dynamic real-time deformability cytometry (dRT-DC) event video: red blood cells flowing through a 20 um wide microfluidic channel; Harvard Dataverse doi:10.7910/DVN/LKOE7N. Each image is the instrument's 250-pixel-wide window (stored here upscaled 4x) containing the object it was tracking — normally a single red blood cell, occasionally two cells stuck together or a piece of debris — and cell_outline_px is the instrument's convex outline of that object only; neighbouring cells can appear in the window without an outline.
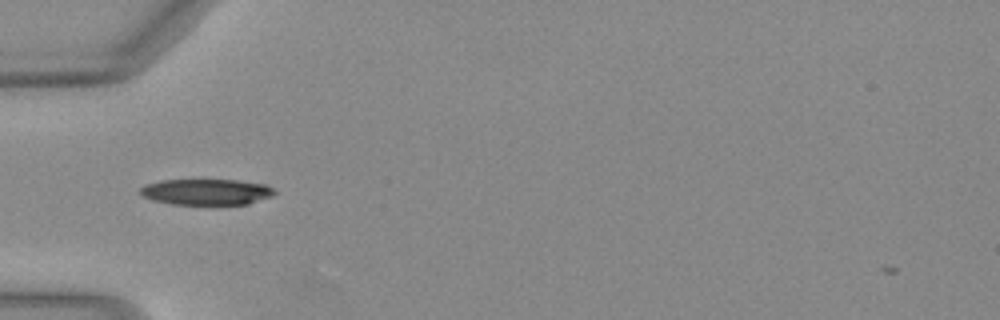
{"species": "Egyptian fruit bat (a non-hibernating species)", "species_latin": "Rousettus aegyptiacus", "temperature_condition": "warm", "stored_images_in_passage": 34, "camera_frame_rate_fps": 3000, "um_per_image_px": 0.085, "animal": {"sex": "female"}, "frame": {"image": 1, "passage_image": 1, "time_ms": 0.0, "image_size_px": [1000, 320], "cell_outline_px": [[276, 192], [272, 196], [248, 204], [172, 204], [152, 200], [144, 196], [140, 192], [140, 188], [144, 184], [160, 180], [236, 180], [268, 184]], "centroid_in_image_um": [17.55, 16.3], "position_along_channel_um": 67.5, "area_um2": 20.35}}
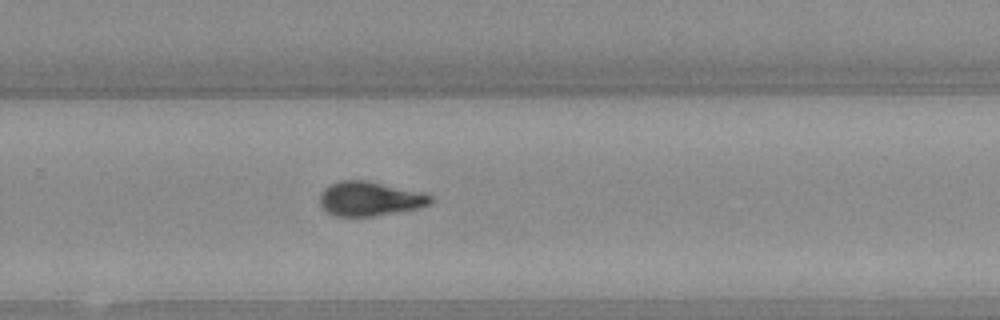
{"frame": {"image": 2, "passage_image": 18, "time_ms": 5.667, "image_size_px": [1000, 320], "cell_outline_px": [[432, 204], [420, 208], [404, 212], [376, 216], [336, 216], [328, 212], [320, 204], [320, 192], [328, 184], [340, 180], [364, 180], [432, 196]], "centroid_in_image_um": [31.4, 16.92], "position_along_channel_um": 298.4, "area_um2": 22.02}}
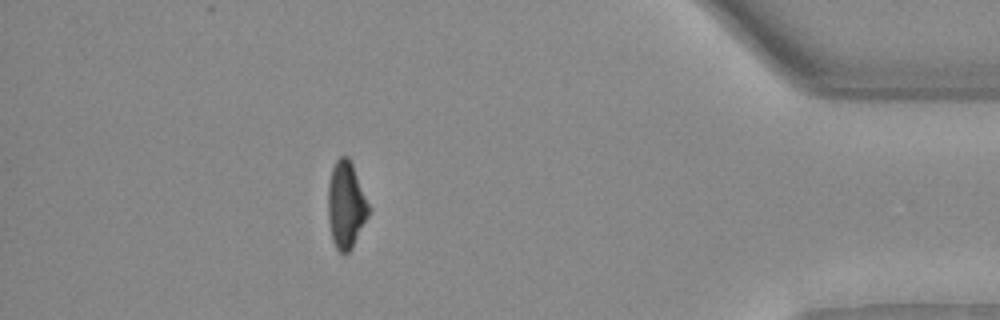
{"frame": {"image": 3, "passage_image": 29, "time_ms": 9.333, "image_size_px": [1000, 320], "cell_outline_px": [[372, 208], [352, 248], [348, 252], [340, 252], [336, 248], [332, 240], [328, 220], [328, 184], [332, 168], [336, 160], [340, 156], [348, 156], [352, 164]], "centroid_in_image_um": [29.42, 17.41], "position_along_channel_um": 405.8, "area_um2": 20.75}, "authors_computed_cell_mechanics": {"area_um2": 21.8773, "velocity_mm_per_s": 4.099, "shape_relaxation_time_tau1_ms": 4.7016, "shape_relaxation_time_tau2_ms": 4.6978, "deformation_change_tau1": 0.1621, "deformation_change_tau2": 0.1251}}